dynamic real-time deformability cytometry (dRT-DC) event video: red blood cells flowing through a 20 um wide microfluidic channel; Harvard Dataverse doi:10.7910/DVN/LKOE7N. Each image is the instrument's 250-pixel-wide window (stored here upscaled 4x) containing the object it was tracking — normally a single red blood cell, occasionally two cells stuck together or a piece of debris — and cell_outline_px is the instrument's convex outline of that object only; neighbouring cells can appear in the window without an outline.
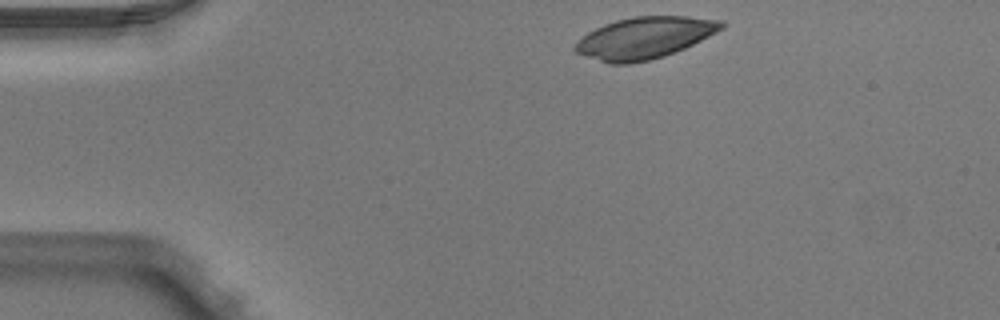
{"species": "Egyptian fruit bat (a non-hibernating species)", "species_latin": "Rousettus aegyptiacus", "temperature_condition": "warm", "stored_images_in_passage": 43, "camera_frame_rate_fps": 3000, "um_per_image_px": 0.085, "animal": {"sex": "male"}, "frame": {"image": 1, "passage_image": 1, "time_ms": 0.0, "image_size_px": [1000, 320], "cell_outline_px": [[728, 24], [724, 28], [684, 48], [664, 56], [648, 60], [628, 64], [608, 64], [576, 52], [572, 48], [588, 32], [604, 24], [616, 20], [632, 16], [688, 16], [724, 20]], "centroid_in_image_um": [54.82, 3.2], "position_along_channel_um": 30.2, "area_um2": 35.37}}
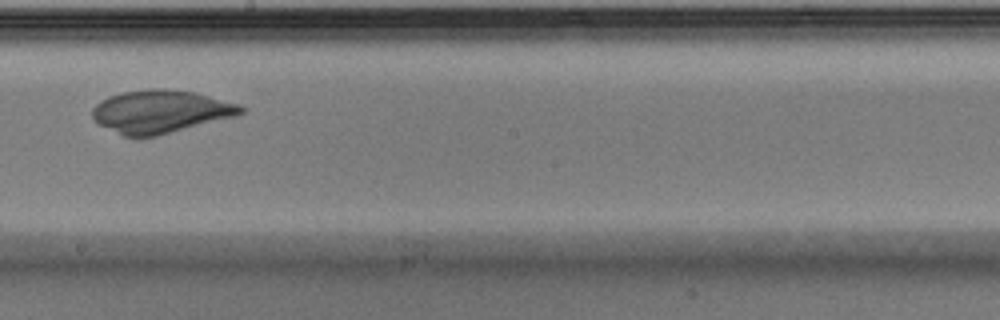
{"frame": {"image": 2, "passage_image": 21, "time_ms": 6.667, "image_size_px": [1000, 320], "cell_outline_px": [[248, 108], [244, 112], [236, 116], [156, 136], [124, 136], [92, 120], [92, 108], [100, 100], [108, 96], [124, 92], [152, 88], [168, 88], [196, 92], [240, 104]], "centroid_in_image_um": [13.67, 9.46], "position_along_channel_um": 234.5, "area_um2": 37.22}}
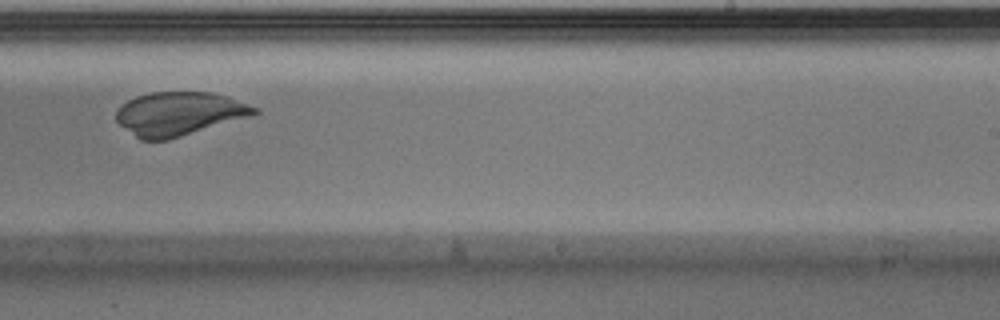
{"frame": {"image": 3, "passage_image": 24, "time_ms": 7.667, "image_size_px": [1000, 320], "cell_outline_px": [[260, 112], [248, 116], [168, 140], [140, 140], [120, 124], [116, 120], [116, 112], [120, 104], [136, 96], [148, 92], [212, 92], [228, 96], [260, 108]], "centroid_in_image_um": [15.2, 9.65], "position_along_channel_um": 273.8, "area_um2": 34.97}}